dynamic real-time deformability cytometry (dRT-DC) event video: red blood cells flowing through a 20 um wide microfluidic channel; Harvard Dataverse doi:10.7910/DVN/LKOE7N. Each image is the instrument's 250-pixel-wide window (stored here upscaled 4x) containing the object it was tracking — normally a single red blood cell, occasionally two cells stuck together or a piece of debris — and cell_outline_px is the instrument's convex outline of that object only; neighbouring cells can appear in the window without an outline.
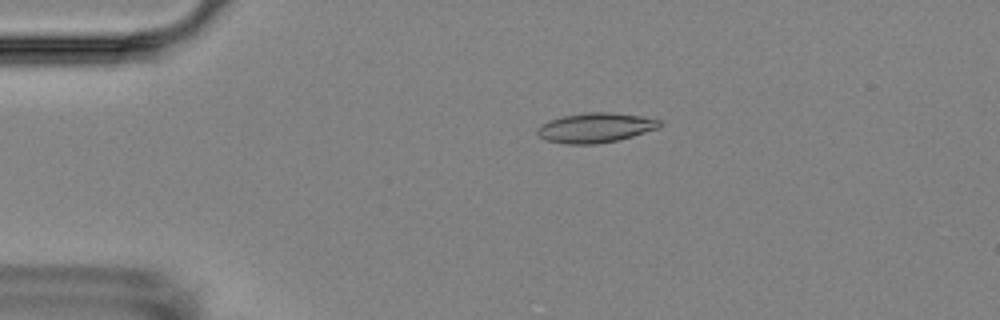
{"species": "Egyptian fruit bat (a non-hibernating species)", "species_latin": "Rousettus aegyptiacus", "temperature_condition": "room temperature", "stored_images_in_passage": 5, "camera_frame_rate_fps": 3000, "um_per_image_px": 0.085, "animal": {"sex": "female"}, "frame": {"image": 1, "passage_image": 3, "time_ms": 3.0, "image_size_px": [1000, 320], "cell_outline_px": [[664, 124], [660, 128], [632, 136], [616, 140], [596, 144], [564, 144], [548, 140], [540, 136], [536, 132], [536, 128], [540, 124], [548, 120], [564, 116], [588, 112], [608, 112], [644, 116], [660, 120]], "centroid_in_image_um": [50.63, 10.85], "position_along_channel_um": 34.4, "area_um2": 21.27}}